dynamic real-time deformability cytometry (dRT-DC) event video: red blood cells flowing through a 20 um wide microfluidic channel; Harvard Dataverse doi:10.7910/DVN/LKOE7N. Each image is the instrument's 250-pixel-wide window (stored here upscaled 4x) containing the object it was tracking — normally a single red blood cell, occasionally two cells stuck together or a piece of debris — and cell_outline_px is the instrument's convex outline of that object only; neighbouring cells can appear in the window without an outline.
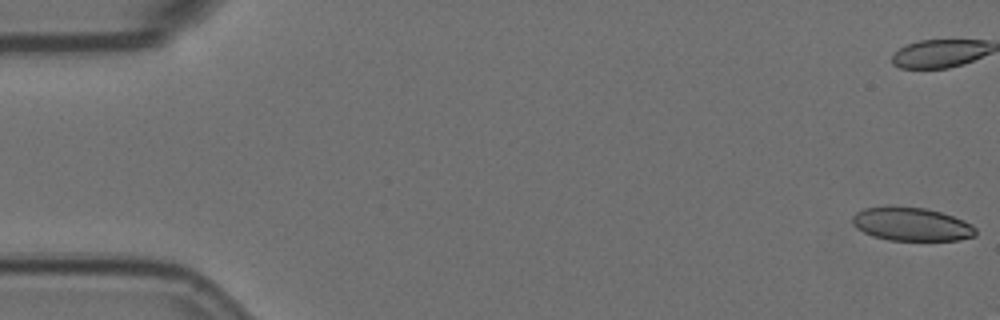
{"species": "Egyptian fruit bat (a non-hibernating species)", "species_latin": "Rousettus aegyptiacus", "temperature_condition": "room temperature", "stored_images_in_passage": 58, "camera_frame_rate_fps": 3000, "um_per_image_px": 0.085, "animal": {"sex": "female"}, "frame": {"image": 1, "passage_image": 1, "time_ms": 0.0, "image_size_px": [1000, 320], "cell_outline_px": [[976, 236], [960, 240], [888, 240], [872, 236], [856, 228], [852, 224], [852, 216], [856, 212], [864, 208], [884, 204], [892, 204], [924, 208], [940, 212], [964, 220], [972, 224], [976, 228]], "centroid_in_image_um": [77.44, 19.03], "position_along_channel_um": 7.6, "area_um2": 24.62}}
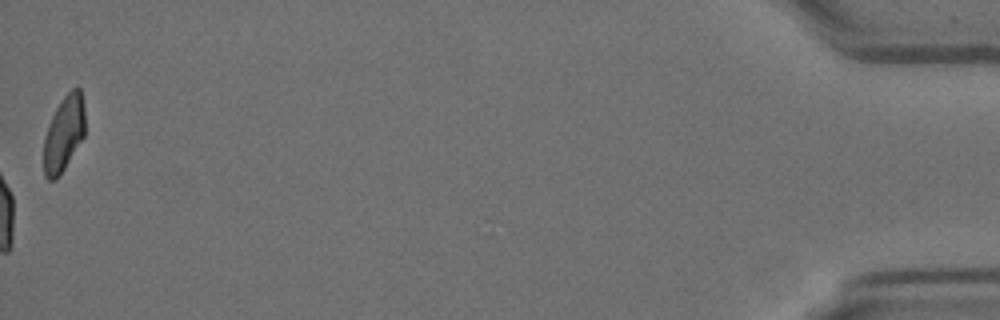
{"frame": {"image": 2, "passage_image": 58, "time_ms": 19.0, "image_size_px": [1000, 320], "cell_outline_px": [[84, 136], [60, 176], [56, 180], [48, 180], [44, 176], [44, 136], [48, 124], [56, 108], [64, 96], [72, 88], [80, 88], [84, 108]], "centroid_in_image_um": [5.41, 11.38], "position_along_channel_um": 429.8, "area_um2": 18.15}, "authors_computed_cell_mechanics": {"area_um2": 25.1141, "velocity_mm_per_s": 3.5857, "shape_relaxation_time_tau1_ms": 7.7465, "shape_relaxation_time_tau2_ms": 0.8852, "deformation_change_tau1": 0.1931, "deformation_change_tau2": 0.0442}}